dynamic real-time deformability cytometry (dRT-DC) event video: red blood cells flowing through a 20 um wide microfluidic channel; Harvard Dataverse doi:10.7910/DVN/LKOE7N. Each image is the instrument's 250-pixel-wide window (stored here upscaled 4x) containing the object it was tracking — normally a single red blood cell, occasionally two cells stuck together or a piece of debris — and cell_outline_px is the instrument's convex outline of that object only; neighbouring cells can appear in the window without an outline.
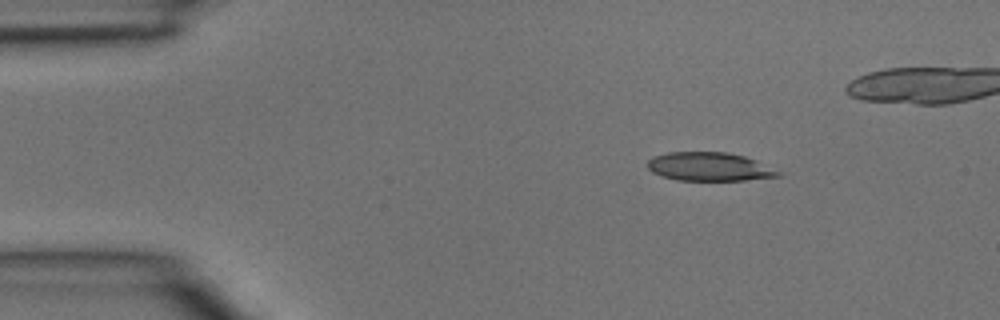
{"species": "common noctule bat (a hibernating species)", "species_latin": "Nyctalus noctula", "temperature_condition": "room temperature", "stored_images_in_passage": 3, "camera_frame_rate_fps": 3000, "um_per_image_px": 0.085, "animal": {"sex": "male", "body_mass_g": 15.6}, "frame": {"image": 1, "passage_image": 1, "time_ms": 0.0, "image_size_px": [1000, 320], "cell_outline_px": [[784, 176], [744, 180], [676, 180], [652, 172], [648, 168], [648, 160], [652, 156], [668, 152], [728, 152], [744, 156], [756, 160], [780, 172]], "centroid_in_image_um": [60.3, 14.16], "position_along_channel_um": 24.7, "area_um2": 21.73}}